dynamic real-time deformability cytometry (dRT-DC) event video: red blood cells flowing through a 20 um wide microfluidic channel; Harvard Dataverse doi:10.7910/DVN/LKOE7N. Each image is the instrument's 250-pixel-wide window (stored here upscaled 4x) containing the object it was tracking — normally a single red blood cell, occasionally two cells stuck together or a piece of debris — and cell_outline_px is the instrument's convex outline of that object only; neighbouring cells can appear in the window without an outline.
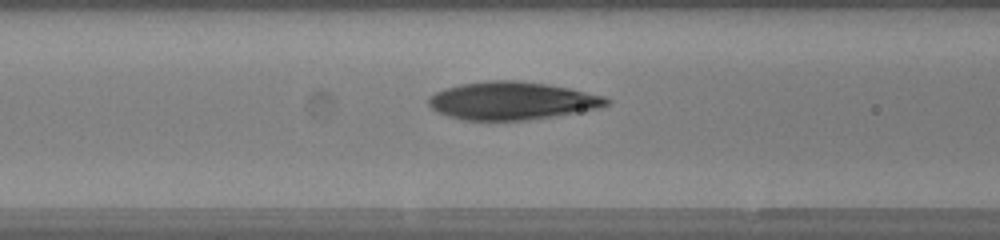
{"species": "human", "species_latin": "Homo sapiens", "temperature_condition": "warm", "stored_images_in_passage": 29, "camera_frame_rate_fps": 3000, "um_per_image_px": 0.085, "donor": {"sex": "female"}, "frame": {"image": 1, "passage_image": 8, "time_ms": 2.333, "image_size_px": [1000, 240], "cell_outline_px": [[612, 100], [608, 104], [600, 108], [556, 116], [528, 120], [460, 120], [436, 112], [428, 104], [428, 100], [436, 92], [444, 88], [460, 84], [488, 80], [516, 80], [544, 84], [568, 88], [604, 96]], "centroid_in_image_um": [43.51, 8.57], "position_along_channel_um": 123.1, "area_um2": 39.3}}
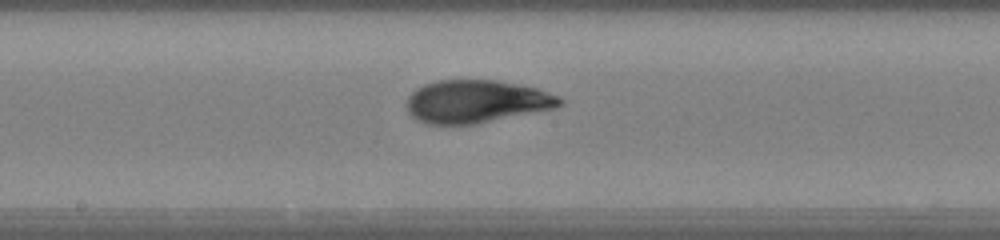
{"frame": {"image": 2, "passage_image": 14, "time_ms": 4.333, "image_size_px": [1000, 240], "cell_outline_px": [[564, 104], [556, 108], [476, 124], [428, 124], [416, 120], [408, 112], [408, 96], [416, 88], [424, 84], [436, 80], [496, 80], [536, 88], [560, 96], [564, 100]], "centroid_in_image_um": [40.51, 8.63], "position_along_channel_um": 207.7, "area_um2": 38.32}}
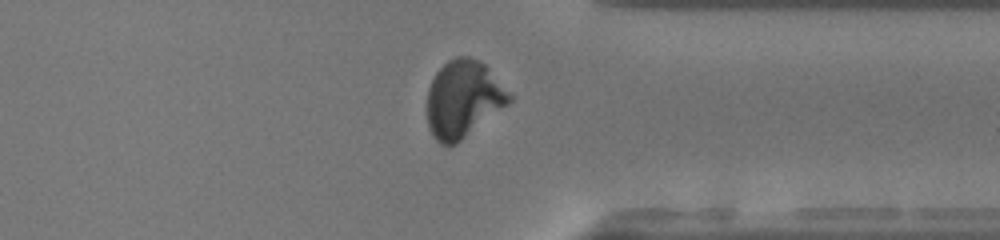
{"frame": {"image": 3, "passage_image": 26, "time_ms": 8.333, "image_size_px": [1000, 240], "cell_outline_px": [[512, 100], [508, 104], [456, 144], [440, 144], [436, 140], [428, 128], [428, 88], [436, 72], [448, 60], [456, 56], [468, 56], [480, 60], [488, 68], [512, 96]], "centroid_in_image_um": [39.36, 8.4], "position_along_channel_um": 372.0, "area_um2": 36.53}}